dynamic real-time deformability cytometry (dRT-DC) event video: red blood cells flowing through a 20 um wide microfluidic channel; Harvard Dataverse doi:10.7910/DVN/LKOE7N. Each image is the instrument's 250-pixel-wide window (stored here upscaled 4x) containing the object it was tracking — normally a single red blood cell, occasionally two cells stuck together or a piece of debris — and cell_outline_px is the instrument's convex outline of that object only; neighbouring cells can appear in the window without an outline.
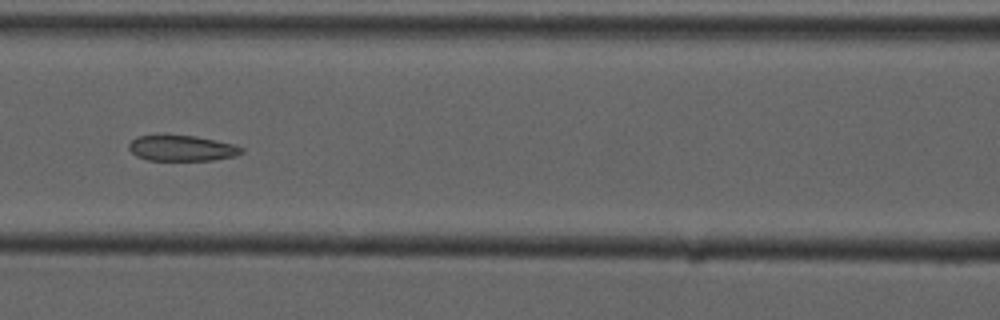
{"species": "common noctule bat (a hibernating species)", "species_latin": "Nyctalus noctula", "temperature_condition": "cold", "stored_images_in_passage": 11, "camera_frame_rate_fps": 3000, "um_per_image_px": 0.085, "animal": {"sex": "male", "forearm_length_mm": 52.5}, "frame": {"image": 1, "passage_image": 4, "time_ms": 4.667, "image_size_px": [1000, 320], "cell_outline_px": [[244, 152], [236, 156], [212, 160], [148, 160], [136, 156], [128, 148], [128, 144], [136, 136], [196, 136], [216, 140], [232, 144], [244, 148]], "centroid_in_image_um": [15.47, 12.61], "position_along_channel_um": 151.1, "area_um2": 16.7}}
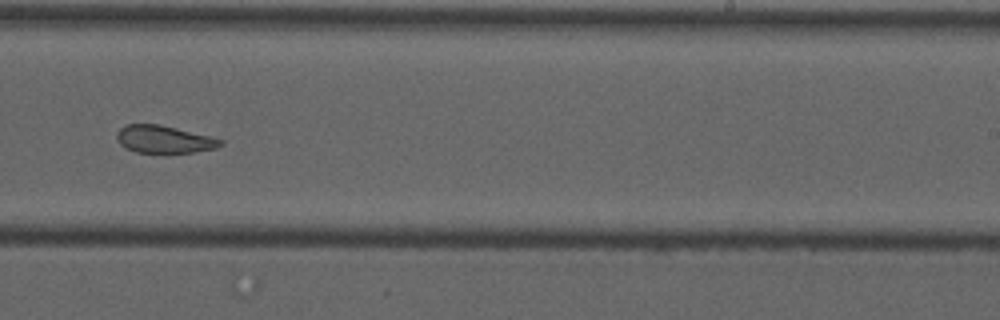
{"frame": {"image": 2, "passage_image": 7, "time_ms": 8.0, "image_size_px": [1000, 320], "cell_outline_px": [[224, 144], [216, 148], [196, 152], [136, 152], [124, 148], [120, 144], [116, 136], [116, 132], [124, 124], [160, 124], [224, 140]], "centroid_in_image_um": [13.92, 11.83], "position_along_channel_um": 275.1, "area_um2": 16.59}}
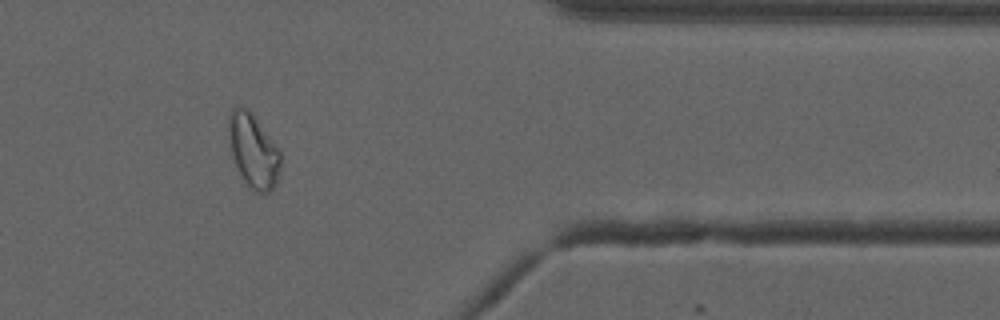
{"frame": {"image": 3, "passage_image": 10, "time_ms": 11.667, "image_size_px": [1000, 320], "cell_outline_px": [[280, 172], [276, 184], [268, 192], [260, 192], [252, 188], [244, 180], [232, 156], [228, 140], [228, 116], [232, 108], [240, 104], [248, 108], [252, 112], [280, 148]], "centroid_in_image_um": [21.53, 12.72], "position_along_channel_um": 389.9, "area_um2": 22.6}, "authors_computed_cell_mechanics": {"area_um2": 18.1492, "velocity_mm_per_s": 3.7408, "shape_relaxation_time_tau1_ms": null, "shape_relaxation_time_tau2_ms": 2.6341, "deformation_change_tau1": null, "deformation_change_tau2": 0.0812}}